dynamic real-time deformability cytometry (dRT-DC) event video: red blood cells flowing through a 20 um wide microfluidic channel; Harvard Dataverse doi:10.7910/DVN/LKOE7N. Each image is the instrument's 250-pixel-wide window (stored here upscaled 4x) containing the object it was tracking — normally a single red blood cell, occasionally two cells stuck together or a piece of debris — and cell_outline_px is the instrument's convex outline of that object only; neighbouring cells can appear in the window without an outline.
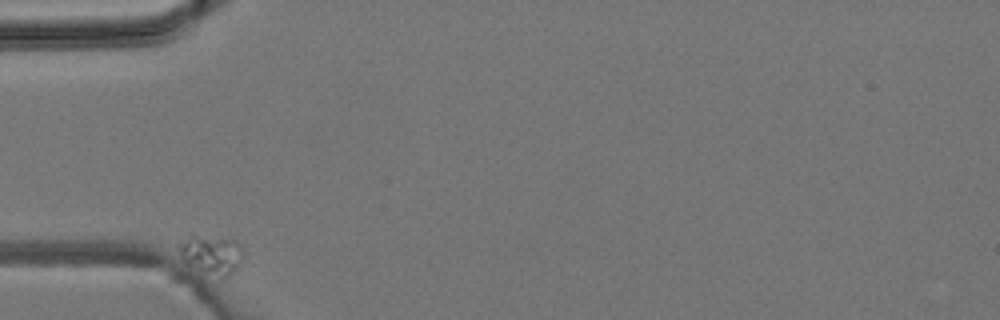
{"species": "common noctule bat (a hibernating species)", "species_latin": "Nyctalus noctula", "temperature_condition": "room temperature", "stored_images_in_passage": 4, "camera_frame_rate_fps": 3000, "um_per_image_px": 0.085, "animal": {"sex": "male", "body_mass_g": 19.2, "forearm_length_mm": 51.8}, "frame": {"image": 1, "passage_image": 1, "time_ms": 0.0, "image_size_px": [1000, 320], "cell_outline_px": [[244, 256], [240, 264], [228, 276], [220, 280], [184, 264], [180, 256], [180, 244], [188, 232], [192, 232], [236, 240], [244, 248]], "centroid_in_image_um": [17.97, 21.61], "position_along_channel_um": 67.0, "area_um2": 15.66}}